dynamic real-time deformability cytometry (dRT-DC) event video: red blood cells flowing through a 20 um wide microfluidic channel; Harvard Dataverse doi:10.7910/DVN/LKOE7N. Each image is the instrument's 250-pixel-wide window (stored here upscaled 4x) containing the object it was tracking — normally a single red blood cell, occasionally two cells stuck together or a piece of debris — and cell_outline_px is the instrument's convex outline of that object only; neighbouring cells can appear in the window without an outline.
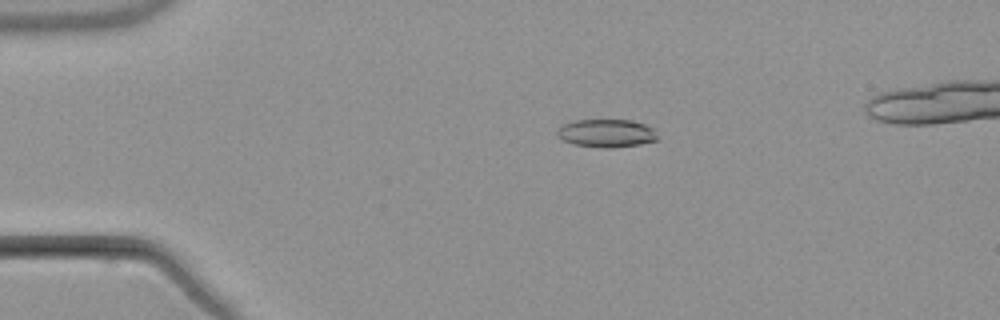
{"species": "common noctule bat (a hibernating species)", "species_latin": "Nyctalus noctula", "temperature_condition": "warm", "stored_images_in_passage": 5, "camera_frame_rate_fps": 3000, "um_per_image_px": 0.085, "animal": {"sex": "male", "body_mass_g": 21.5, "forearm_length_mm": 52.0}, "frame": {"image": 1, "passage_image": 3, "time_ms": 2.333, "image_size_px": [1000, 320], "cell_outline_px": [[656, 140], [640, 144], [612, 148], [604, 148], [572, 144], [556, 136], [556, 128], [564, 124], [576, 120], [632, 120], [656, 128]], "centroid_in_image_um": [51.53, 11.32], "position_along_channel_um": 33.5, "area_um2": 16.53}}